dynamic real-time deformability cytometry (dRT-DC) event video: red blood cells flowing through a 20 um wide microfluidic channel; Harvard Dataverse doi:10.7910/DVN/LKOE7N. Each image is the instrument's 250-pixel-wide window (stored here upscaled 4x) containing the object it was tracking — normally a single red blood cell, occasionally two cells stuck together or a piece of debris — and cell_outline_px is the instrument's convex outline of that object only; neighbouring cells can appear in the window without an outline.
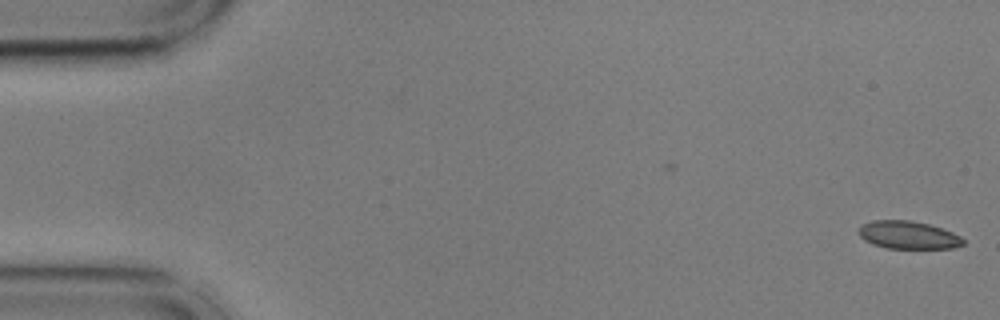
{"species": "common noctule bat (a hibernating species)", "species_latin": "Nyctalus noctula", "temperature_condition": "cold", "stored_images_in_passage": 51, "camera_frame_rate_fps": 3000, "um_per_image_px": 0.085, "animal": {"sex": "male", "body_mass_g": 17.9, "forearm_length_mm": 54.2}, "frame": {"image": 1, "passage_image": 1, "time_ms": 0.0, "image_size_px": [1000, 320], "cell_outline_px": [[964, 244], [952, 248], [888, 248], [872, 244], [864, 240], [860, 236], [860, 228], [864, 224], [872, 220], [908, 220], [928, 224], [952, 232], [960, 236], [964, 240]], "centroid_in_image_um": [77.2, 19.98], "position_along_channel_um": 7.8, "area_um2": 16.7}}
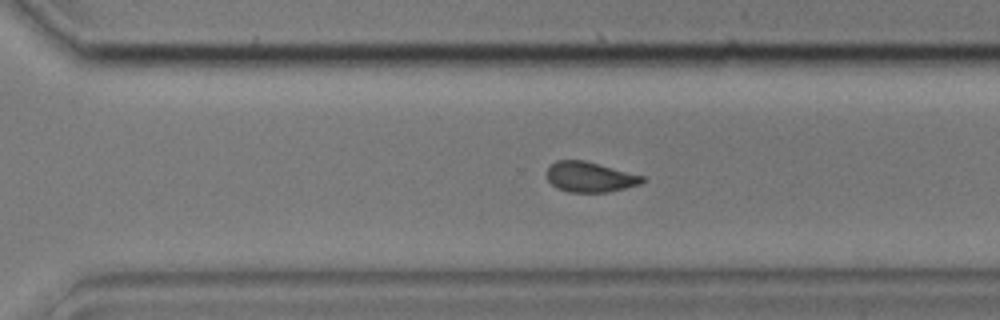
{"frame": {"image": 2, "passage_image": 38, "time_ms": 12.333, "image_size_px": [1000, 320], "cell_outline_px": [[648, 180], [640, 184], [608, 192], [568, 192], [556, 188], [548, 180], [548, 168], [556, 160], [584, 160], [644, 176]], "centroid_in_image_um": [50.16, 15.05], "position_along_channel_um": 320.4, "area_um2": 16.76}}
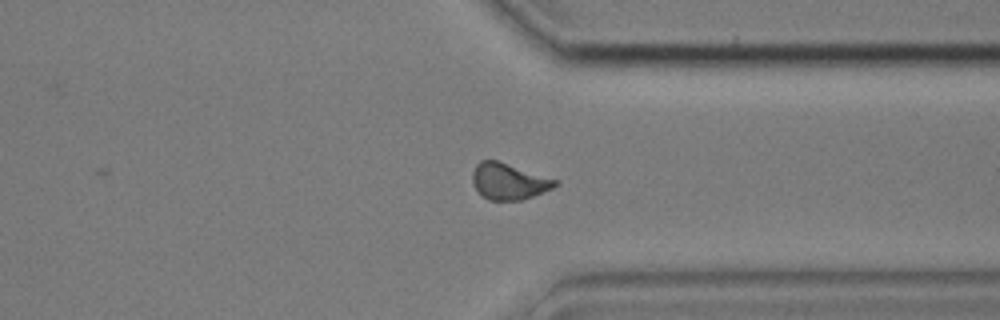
{"frame": {"image": 3, "passage_image": 42, "time_ms": 13.667, "image_size_px": [1000, 320], "cell_outline_px": [[556, 184], [552, 188], [532, 196], [520, 200], [488, 200], [472, 184], [472, 172], [476, 164], [480, 160], [496, 160], [556, 180]], "centroid_in_image_um": [43.17, 15.41], "position_along_channel_um": 368.2, "area_um2": 16.99}, "authors_computed_cell_mechanics": {"area_um2": 17.5712, "velocity_mm_per_s": 3.6155, "shape_relaxation_time_tau1_ms": null, "shape_relaxation_time_tau2_ms": 2.1279, "deformation_change_tau1": null, "deformation_change_tau2": 0.0627}}